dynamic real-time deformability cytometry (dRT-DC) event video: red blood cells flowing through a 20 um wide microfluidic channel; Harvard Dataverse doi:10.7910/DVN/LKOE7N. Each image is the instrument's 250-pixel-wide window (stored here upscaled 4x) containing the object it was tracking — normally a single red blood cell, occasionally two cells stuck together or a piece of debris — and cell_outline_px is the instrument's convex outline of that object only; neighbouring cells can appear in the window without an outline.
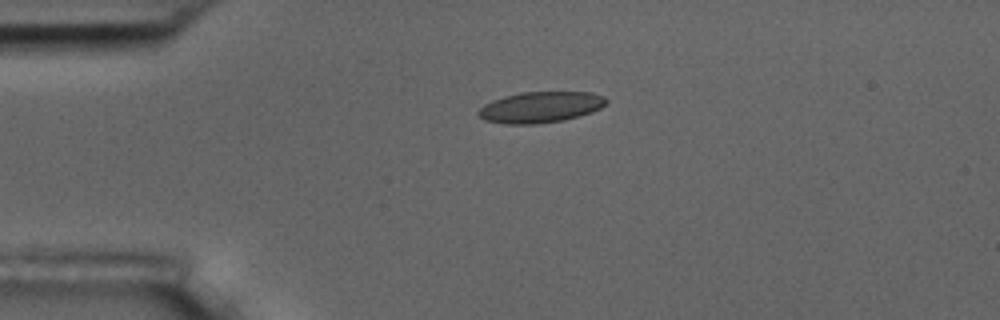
{"species": "common noctule bat (a hibernating species)", "species_latin": "Nyctalus noctula", "temperature_condition": "room temperature", "stored_images_in_passage": 2, "camera_frame_rate_fps": 3000, "um_per_image_px": 0.085, "animal": {"sex": "male", "body_mass_g": 17.5, "forearm_length_mm": 52.3}, "frame": {"image": 1, "passage_image": 1, "time_ms": 0.0, "image_size_px": [1000, 320], "cell_outline_px": [[608, 100], [600, 108], [592, 112], [580, 116], [564, 120], [536, 124], [504, 124], [484, 120], [476, 116], [476, 112], [484, 104], [492, 100], [504, 96], [520, 92], [592, 92], [604, 96]], "centroid_in_image_um": [45.9, 9.11], "position_along_channel_um": 39.1, "area_um2": 23.35}}